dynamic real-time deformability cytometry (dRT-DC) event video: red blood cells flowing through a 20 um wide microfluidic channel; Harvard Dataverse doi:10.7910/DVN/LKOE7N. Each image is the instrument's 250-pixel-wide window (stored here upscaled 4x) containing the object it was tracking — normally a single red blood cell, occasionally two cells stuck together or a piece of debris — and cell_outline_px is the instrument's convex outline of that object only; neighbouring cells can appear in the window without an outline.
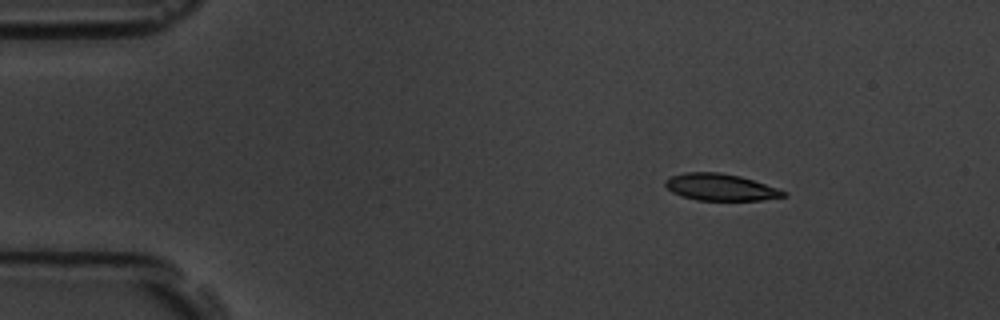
{"species": "common noctule bat (a hibernating species)", "species_latin": "Nyctalus noctula", "temperature_condition": "room temperature", "stored_images_in_passage": 14, "camera_frame_rate_fps": 3000, "um_per_image_px": 0.085, "animal": {"sex": "male", "body_mass_g": 19.5, "forearm_length_mm": 54.6}, "frame": {"image": 1, "passage_image": 2, "time_ms": 1.333, "image_size_px": [1000, 320], "cell_outline_px": [[788, 196], [764, 200], [696, 200], [672, 192], [664, 184], [664, 180], [672, 176], [688, 172], [720, 172], [740, 176], [788, 192]], "centroid_in_image_um": [61.26, 15.91], "position_along_channel_um": 23.7, "area_um2": 18.32}}
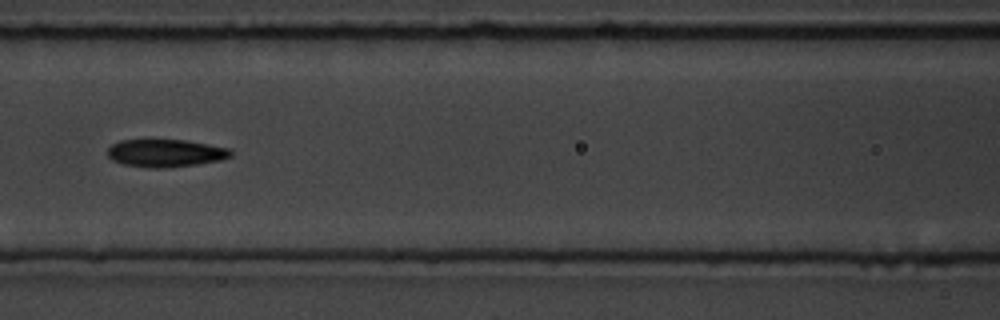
{"frame": {"image": 2, "passage_image": 6, "time_ms": 7.0, "image_size_px": [1000, 320], "cell_outline_px": [[232, 156], [224, 160], [196, 164], [164, 168], [148, 168], [124, 164], [112, 160], [108, 156], [108, 148], [112, 144], [120, 140], [184, 140], [208, 144], [228, 148], [232, 152]], "centroid_in_image_um": [14.08, 13.02], "position_along_channel_um": 152.5, "area_um2": 19.88}}
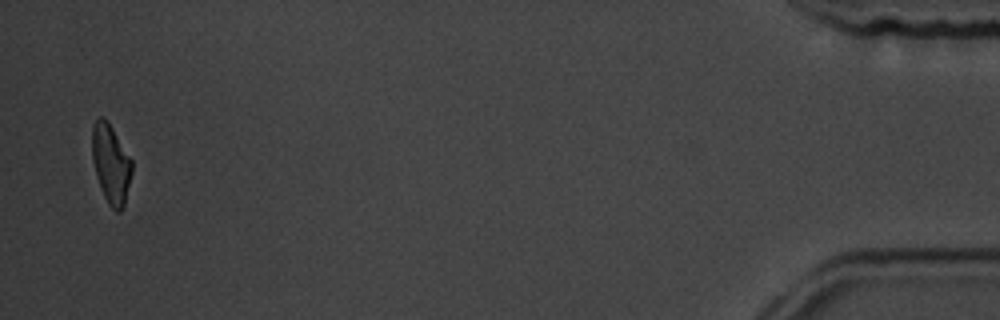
{"frame": {"image": 3, "passage_image": 14, "time_ms": 17.0, "image_size_px": [1000, 320], "cell_outline_px": [[132, 172], [124, 204], [120, 212], [116, 212], [108, 204], [104, 196], [96, 176], [92, 160], [92, 124], [100, 116], [104, 116], [108, 120], [132, 160]], "centroid_in_image_um": [9.41, 13.89], "position_along_channel_um": 425.8, "area_um2": 18.44}, "authors_computed_cell_mechanics": {"area_um2": 19.652, "velocity_mm_per_s": 3.6322, "shape_relaxation_time_tau1_ms": 4.0938, "shape_relaxation_time_tau2_ms": 3.1751, "deformation_change_tau1": 0.1301, "deformation_change_tau2": 0.0936}}